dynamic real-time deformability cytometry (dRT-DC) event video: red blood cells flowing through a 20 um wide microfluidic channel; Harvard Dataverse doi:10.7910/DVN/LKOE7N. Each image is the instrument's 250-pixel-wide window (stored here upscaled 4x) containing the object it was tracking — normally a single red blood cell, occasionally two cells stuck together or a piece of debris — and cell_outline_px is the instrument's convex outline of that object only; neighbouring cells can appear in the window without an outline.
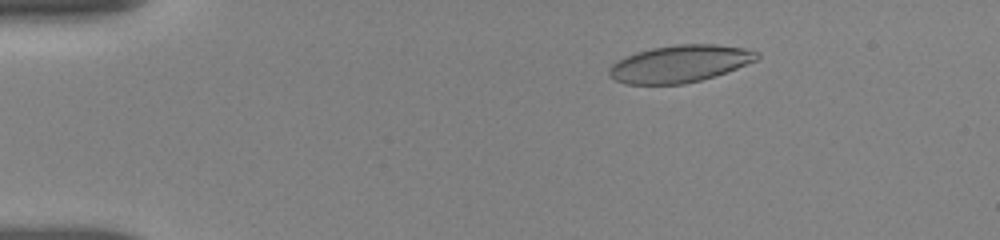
{"species": "human", "species_latin": "Homo sapiens", "temperature_condition": "room temperature", "stored_images_in_passage": 24, "camera_frame_rate_fps": 3000, "um_per_image_px": 0.085, "donor": {"sex": "female"}, "frame": {"image": 1, "passage_image": 2, "time_ms": 0.667, "image_size_px": [1000, 240], "cell_outline_px": [[760, 56], [756, 60], [736, 68], [700, 80], [684, 84], [624, 84], [608, 76], [608, 68], [616, 60], [636, 52], [652, 48], [676, 44], [716, 44], [744, 48], [760, 52]], "centroid_in_image_um": [57.74, 5.41], "position_along_channel_um": 27.3, "area_um2": 31.96}}
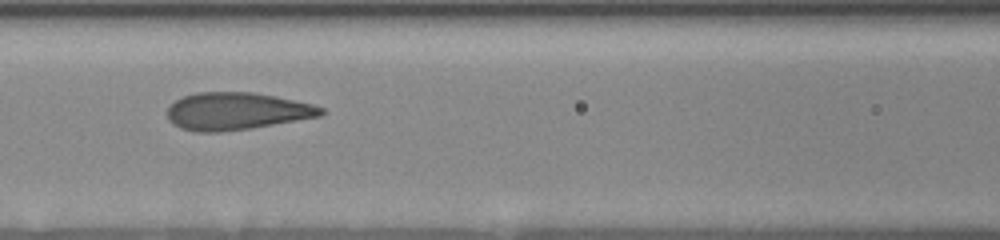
{"frame": {"image": 2, "passage_image": 15, "time_ms": 5.667, "image_size_px": [1000, 240], "cell_outline_px": [[328, 112], [320, 116], [252, 128], [220, 132], [196, 132], [180, 128], [172, 124], [168, 120], [168, 108], [176, 100], [184, 96], [196, 92], [252, 92], [276, 96], [312, 104], [324, 108]], "centroid_in_image_um": [20.11, 9.45], "position_along_channel_um": 146.5, "area_um2": 33.58}}
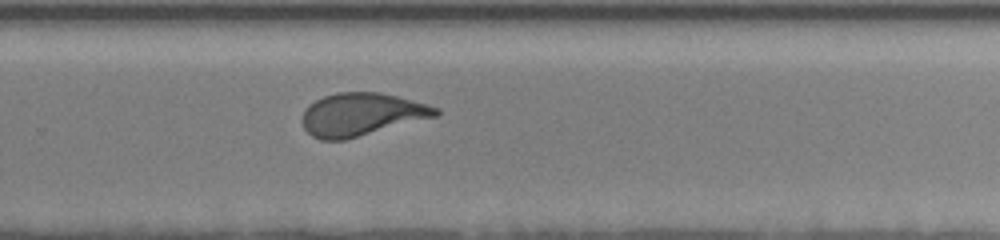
{"frame": {"image": 3, "passage_image": 24, "time_ms": 9.667, "image_size_px": [1000, 240], "cell_outline_px": [[440, 112], [436, 116], [344, 140], [320, 140], [312, 136], [304, 128], [300, 120], [304, 108], [308, 104], [324, 96], [336, 92], [380, 92], [396, 96], [440, 108]], "centroid_in_image_um": [30.66, 9.72], "position_along_channel_um": 299.1, "area_um2": 33.23}}